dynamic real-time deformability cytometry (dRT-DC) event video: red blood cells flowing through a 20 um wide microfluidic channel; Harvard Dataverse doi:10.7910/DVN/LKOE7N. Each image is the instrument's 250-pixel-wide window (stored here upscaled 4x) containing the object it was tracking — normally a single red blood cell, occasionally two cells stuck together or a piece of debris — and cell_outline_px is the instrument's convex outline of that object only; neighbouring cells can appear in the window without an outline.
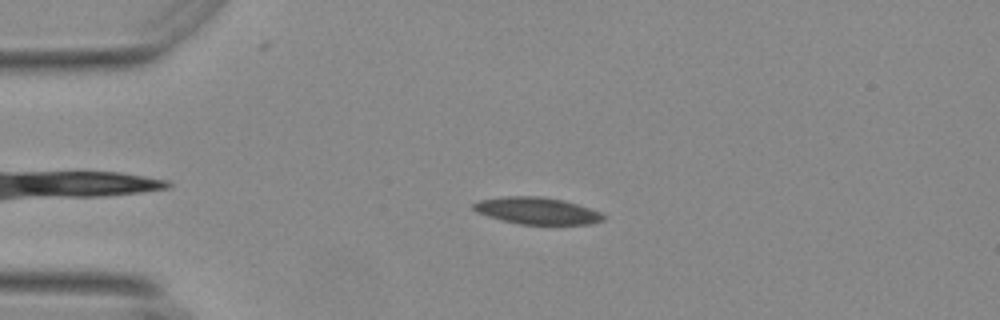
{"species": "Egyptian fruit bat (a non-hibernating species)", "species_latin": "Rousettus aegyptiacus", "temperature_condition": "warm", "stored_images_in_passage": 49, "camera_frame_rate_fps": 3000, "um_per_image_px": 0.085, "animal": {"sex": "female"}, "frame": {"image": 1, "passage_image": 6, "time_ms": 1.667, "image_size_px": [1000, 320], "cell_outline_px": [[604, 220], [588, 224], [520, 224], [500, 220], [476, 212], [472, 208], [472, 204], [480, 200], [504, 196], [540, 196], [564, 200], [600, 212], [604, 216]], "centroid_in_image_um": [45.6, 17.91], "position_along_channel_um": 39.4, "area_um2": 20.23}}
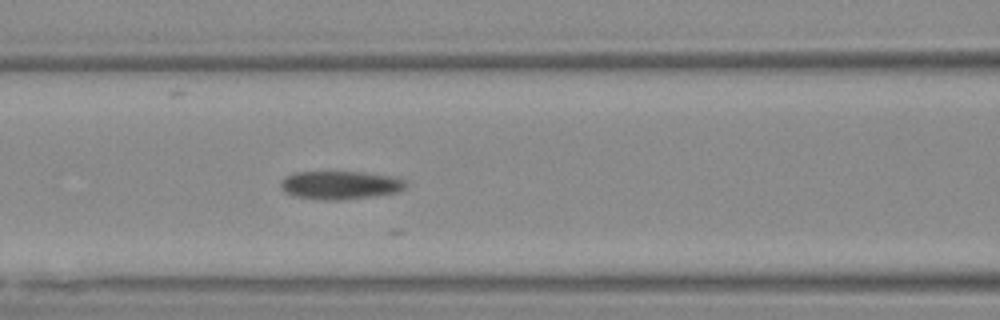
{"frame": {"image": 2, "passage_image": 17, "time_ms": 5.333, "image_size_px": [1000, 320], "cell_outline_px": [[408, 184], [404, 188], [396, 192], [368, 196], [336, 200], [324, 200], [296, 196], [284, 192], [280, 184], [284, 176], [296, 172], [360, 172], [388, 176], [404, 180]], "centroid_in_image_um": [28.86, 15.72], "position_along_channel_um": 137.7, "area_um2": 20.17}}
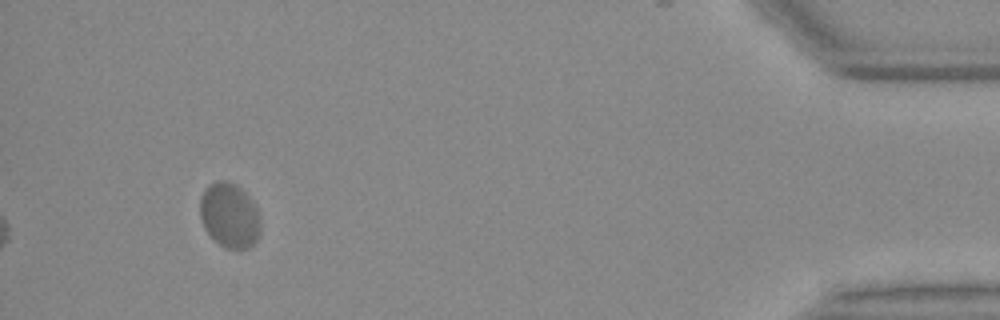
{"frame": {"image": 3, "passage_image": 46, "time_ms": 15.0, "image_size_px": [1000, 320], "cell_outline_px": [[260, 232], [256, 240], [248, 248], [224, 248], [204, 228], [200, 216], [200, 196], [204, 188], [208, 184], [216, 180], [224, 180], [236, 184], [248, 196], [256, 208], [260, 220]], "centroid_in_image_um": [19.48, 18.27], "position_along_channel_um": 415.7, "area_um2": 22.77}, "authors_computed_cell_mechanics": {"area_um2": 21.2126, "velocity_mm_per_s": 3.5968, "shape_relaxation_time_tau1_ms": null, "shape_relaxation_time_tau2_ms": 0.9755, "deformation_change_tau1": null, "deformation_change_tau2": 0.0356}}